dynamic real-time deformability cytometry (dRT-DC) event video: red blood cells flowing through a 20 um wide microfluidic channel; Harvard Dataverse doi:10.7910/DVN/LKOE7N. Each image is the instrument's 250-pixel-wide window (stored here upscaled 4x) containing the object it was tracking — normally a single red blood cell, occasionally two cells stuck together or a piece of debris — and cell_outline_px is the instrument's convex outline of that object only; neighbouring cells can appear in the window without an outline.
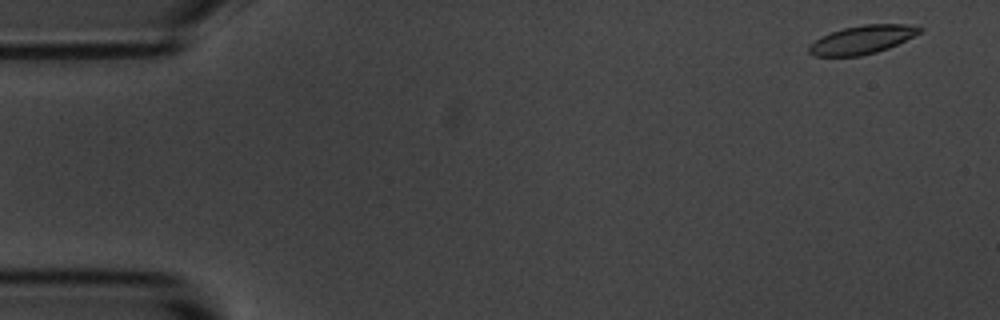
{"species": "common noctule bat (a hibernating species)", "species_latin": "Nyctalus noctula", "temperature_condition": "room temperature", "stored_images_in_passage": 5, "camera_frame_rate_fps": 3000, "um_per_image_px": 0.085, "animal": {"sex": "male", "body_mass_g": 20.1, "forearm_length_mm": 53.5}, "frame": {"image": 1, "passage_image": 1, "time_ms": 0.0, "image_size_px": [1000, 320], "cell_outline_px": [[924, 28], [920, 32], [888, 48], [876, 52], [860, 56], [816, 56], [808, 52], [808, 48], [816, 40], [832, 32], [844, 28], [864, 24], [908, 24]], "centroid_in_image_um": [73.29, 3.37], "position_along_channel_um": 11.7, "area_um2": 17.92}}
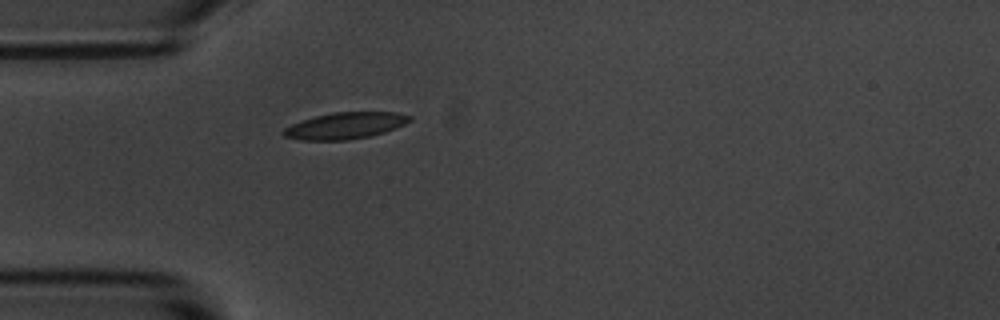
{"frame": {"image": 2, "passage_image": 5, "time_ms": 4.333, "image_size_px": [1000, 320], "cell_outline_px": [[412, 120], [404, 124], [384, 132], [368, 136], [348, 140], [300, 140], [284, 136], [280, 132], [284, 128], [292, 124], [316, 116], [332, 112], [396, 112], [412, 116]], "centroid_in_image_um": [29.33, 10.68], "position_along_channel_um": 55.7, "area_um2": 19.36}}